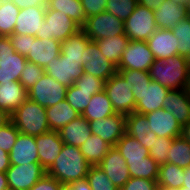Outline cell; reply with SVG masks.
I'll list each match as a JSON object with an SVG mask.
<instances>
[{"label":"cell","instance_id":"16","mask_svg":"<svg viewBox=\"0 0 190 190\" xmlns=\"http://www.w3.org/2000/svg\"><path fill=\"white\" fill-rule=\"evenodd\" d=\"M61 54V42L53 39H39L30 35L27 61L44 68L49 62Z\"/></svg>","mask_w":190,"mask_h":190},{"label":"cell","instance_id":"30","mask_svg":"<svg viewBox=\"0 0 190 190\" xmlns=\"http://www.w3.org/2000/svg\"><path fill=\"white\" fill-rule=\"evenodd\" d=\"M111 146L97 135L90 137L80 146V151L91 166H98Z\"/></svg>","mask_w":190,"mask_h":190},{"label":"cell","instance_id":"46","mask_svg":"<svg viewBox=\"0 0 190 190\" xmlns=\"http://www.w3.org/2000/svg\"><path fill=\"white\" fill-rule=\"evenodd\" d=\"M19 130L10 120L7 124L0 128V149L9 153L16 143Z\"/></svg>","mask_w":190,"mask_h":190},{"label":"cell","instance_id":"51","mask_svg":"<svg viewBox=\"0 0 190 190\" xmlns=\"http://www.w3.org/2000/svg\"><path fill=\"white\" fill-rule=\"evenodd\" d=\"M64 187L56 178L46 174L30 190H64Z\"/></svg>","mask_w":190,"mask_h":190},{"label":"cell","instance_id":"12","mask_svg":"<svg viewBox=\"0 0 190 190\" xmlns=\"http://www.w3.org/2000/svg\"><path fill=\"white\" fill-rule=\"evenodd\" d=\"M11 190H30L47 171L39 163L11 165L5 172Z\"/></svg>","mask_w":190,"mask_h":190},{"label":"cell","instance_id":"56","mask_svg":"<svg viewBox=\"0 0 190 190\" xmlns=\"http://www.w3.org/2000/svg\"><path fill=\"white\" fill-rule=\"evenodd\" d=\"M10 166L9 153L0 149V173H5Z\"/></svg>","mask_w":190,"mask_h":190},{"label":"cell","instance_id":"58","mask_svg":"<svg viewBox=\"0 0 190 190\" xmlns=\"http://www.w3.org/2000/svg\"><path fill=\"white\" fill-rule=\"evenodd\" d=\"M10 120V115L3 109H0V128L7 124Z\"/></svg>","mask_w":190,"mask_h":190},{"label":"cell","instance_id":"50","mask_svg":"<svg viewBox=\"0 0 190 190\" xmlns=\"http://www.w3.org/2000/svg\"><path fill=\"white\" fill-rule=\"evenodd\" d=\"M9 37L14 50L26 57L29 54L30 35L11 34Z\"/></svg>","mask_w":190,"mask_h":190},{"label":"cell","instance_id":"53","mask_svg":"<svg viewBox=\"0 0 190 190\" xmlns=\"http://www.w3.org/2000/svg\"><path fill=\"white\" fill-rule=\"evenodd\" d=\"M19 9H26L28 7H47V0H10Z\"/></svg>","mask_w":190,"mask_h":190},{"label":"cell","instance_id":"22","mask_svg":"<svg viewBox=\"0 0 190 190\" xmlns=\"http://www.w3.org/2000/svg\"><path fill=\"white\" fill-rule=\"evenodd\" d=\"M154 14L157 28L171 30L190 14V9L170 0H164Z\"/></svg>","mask_w":190,"mask_h":190},{"label":"cell","instance_id":"11","mask_svg":"<svg viewBox=\"0 0 190 190\" xmlns=\"http://www.w3.org/2000/svg\"><path fill=\"white\" fill-rule=\"evenodd\" d=\"M45 73L65 87H70L84 73L82 59L65 58L62 54L44 67Z\"/></svg>","mask_w":190,"mask_h":190},{"label":"cell","instance_id":"6","mask_svg":"<svg viewBox=\"0 0 190 190\" xmlns=\"http://www.w3.org/2000/svg\"><path fill=\"white\" fill-rule=\"evenodd\" d=\"M157 29L154 11L139 3L124 22L125 35L133 41H147Z\"/></svg>","mask_w":190,"mask_h":190},{"label":"cell","instance_id":"55","mask_svg":"<svg viewBox=\"0 0 190 190\" xmlns=\"http://www.w3.org/2000/svg\"><path fill=\"white\" fill-rule=\"evenodd\" d=\"M64 190H92L86 178L65 185Z\"/></svg>","mask_w":190,"mask_h":190},{"label":"cell","instance_id":"33","mask_svg":"<svg viewBox=\"0 0 190 190\" xmlns=\"http://www.w3.org/2000/svg\"><path fill=\"white\" fill-rule=\"evenodd\" d=\"M157 183L159 188H181L184 183V169L169 162L160 165Z\"/></svg>","mask_w":190,"mask_h":190},{"label":"cell","instance_id":"49","mask_svg":"<svg viewBox=\"0 0 190 190\" xmlns=\"http://www.w3.org/2000/svg\"><path fill=\"white\" fill-rule=\"evenodd\" d=\"M85 17H92L106 11L107 0H81Z\"/></svg>","mask_w":190,"mask_h":190},{"label":"cell","instance_id":"10","mask_svg":"<svg viewBox=\"0 0 190 190\" xmlns=\"http://www.w3.org/2000/svg\"><path fill=\"white\" fill-rule=\"evenodd\" d=\"M155 61L146 41L129 40V45L124 50L117 70L149 71Z\"/></svg>","mask_w":190,"mask_h":190},{"label":"cell","instance_id":"7","mask_svg":"<svg viewBox=\"0 0 190 190\" xmlns=\"http://www.w3.org/2000/svg\"><path fill=\"white\" fill-rule=\"evenodd\" d=\"M81 30L90 41L124 35V22L107 11H103L85 20Z\"/></svg>","mask_w":190,"mask_h":190},{"label":"cell","instance_id":"2","mask_svg":"<svg viewBox=\"0 0 190 190\" xmlns=\"http://www.w3.org/2000/svg\"><path fill=\"white\" fill-rule=\"evenodd\" d=\"M190 65L186 57L177 55L165 60H155L149 68V76L162 86L172 90L185 89Z\"/></svg>","mask_w":190,"mask_h":190},{"label":"cell","instance_id":"39","mask_svg":"<svg viewBox=\"0 0 190 190\" xmlns=\"http://www.w3.org/2000/svg\"><path fill=\"white\" fill-rule=\"evenodd\" d=\"M92 96V91L80 90L72 84L67 88L65 100L79 115H82Z\"/></svg>","mask_w":190,"mask_h":190},{"label":"cell","instance_id":"48","mask_svg":"<svg viewBox=\"0 0 190 190\" xmlns=\"http://www.w3.org/2000/svg\"><path fill=\"white\" fill-rule=\"evenodd\" d=\"M120 190H159L157 181L130 177Z\"/></svg>","mask_w":190,"mask_h":190},{"label":"cell","instance_id":"17","mask_svg":"<svg viewBox=\"0 0 190 190\" xmlns=\"http://www.w3.org/2000/svg\"><path fill=\"white\" fill-rule=\"evenodd\" d=\"M148 120L150 131L157 137L175 138L182 135V126L175 119L172 113L160 108L145 114Z\"/></svg>","mask_w":190,"mask_h":190},{"label":"cell","instance_id":"52","mask_svg":"<svg viewBox=\"0 0 190 190\" xmlns=\"http://www.w3.org/2000/svg\"><path fill=\"white\" fill-rule=\"evenodd\" d=\"M16 51L13 48L9 36H0V61H5L14 56Z\"/></svg>","mask_w":190,"mask_h":190},{"label":"cell","instance_id":"54","mask_svg":"<svg viewBox=\"0 0 190 190\" xmlns=\"http://www.w3.org/2000/svg\"><path fill=\"white\" fill-rule=\"evenodd\" d=\"M134 138L149 151V149L152 147L154 139H157V135L153 131H150L146 136Z\"/></svg>","mask_w":190,"mask_h":190},{"label":"cell","instance_id":"40","mask_svg":"<svg viewBox=\"0 0 190 190\" xmlns=\"http://www.w3.org/2000/svg\"><path fill=\"white\" fill-rule=\"evenodd\" d=\"M150 132L145 114L133 112L126 116L125 133L131 137L146 136Z\"/></svg>","mask_w":190,"mask_h":190},{"label":"cell","instance_id":"42","mask_svg":"<svg viewBox=\"0 0 190 190\" xmlns=\"http://www.w3.org/2000/svg\"><path fill=\"white\" fill-rule=\"evenodd\" d=\"M138 0H107L106 11L125 22L134 12Z\"/></svg>","mask_w":190,"mask_h":190},{"label":"cell","instance_id":"29","mask_svg":"<svg viewBox=\"0 0 190 190\" xmlns=\"http://www.w3.org/2000/svg\"><path fill=\"white\" fill-rule=\"evenodd\" d=\"M115 147L126 160V163L148 161L149 151L134 137H131L126 133L116 143Z\"/></svg>","mask_w":190,"mask_h":190},{"label":"cell","instance_id":"24","mask_svg":"<svg viewBox=\"0 0 190 190\" xmlns=\"http://www.w3.org/2000/svg\"><path fill=\"white\" fill-rule=\"evenodd\" d=\"M58 134L64 144L80 148V146L90 137L92 132L89 121L80 115L67 125L63 126L58 131Z\"/></svg>","mask_w":190,"mask_h":190},{"label":"cell","instance_id":"41","mask_svg":"<svg viewBox=\"0 0 190 190\" xmlns=\"http://www.w3.org/2000/svg\"><path fill=\"white\" fill-rule=\"evenodd\" d=\"M86 179L92 190H119L99 166H90Z\"/></svg>","mask_w":190,"mask_h":190},{"label":"cell","instance_id":"37","mask_svg":"<svg viewBox=\"0 0 190 190\" xmlns=\"http://www.w3.org/2000/svg\"><path fill=\"white\" fill-rule=\"evenodd\" d=\"M130 177L158 180L159 165L154 159L148 156V161H137L127 163Z\"/></svg>","mask_w":190,"mask_h":190},{"label":"cell","instance_id":"1","mask_svg":"<svg viewBox=\"0 0 190 190\" xmlns=\"http://www.w3.org/2000/svg\"><path fill=\"white\" fill-rule=\"evenodd\" d=\"M90 166L79 147L64 144L47 174L65 186L86 178Z\"/></svg>","mask_w":190,"mask_h":190},{"label":"cell","instance_id":"8","mask_svg":"<svg viewBox=\"0 0 190 190\" xmlns=\"http://www.w3.org/2000/svg\"><path fill=\"white\" fill-rule=\"evenodd\" d=\"M170 90L152 80L149 85L132 87L136 102L135 112L146 114L163 108L164 98Z\"/></svg>","mask_w":190,"mask_h":190},{"label":"cell","instance_id":"60","mask_svg":"<svg viewBox=\"0 0 190 190\" xmlns=\"http://www.w3.org/2000/svg\"><path fill=\"white\" fill-rule=\"evenodd\" d=\"M182 187L190 189V166L184 168V183Z\"/></svg>","mask_w":190,"mask_h":190},{"label":"cell","instance_id":"4","mask_svg":"<svg viewBox=\"0 0 190 190\" xmlns=\"http://www.w3.org/2000/svg\"><path fill=\"white\" fill-rule=\"evenodd\" d=\"M80 30L81 27L65 13L57 10H46L41 31L35 37L62 42Z\"/></svg>","mask_w":190,"mask_h":190},{"label":"cell","instance_id":"27","mask_svg":"<svg viewBox=\"0 0 190 190\" xmlns=\"http://www.w3.org/2000/svg\"><path fill=\"white\" fill-rule=\"evenodd\" d=\"M95 43L108 61L118 67L122 54L129 45V39L124 34L121 36L95 40Z\"/></svg>","mask_w":190,"mask_h":190},{"label":"cell","instance_id":"65","mask_svg":"<svg viewBox=\"0 0 190 190\" xmlns=\"http://www.w3.org/2000/svg\"><path fill=\"white\" fill-rule=\"evenodd\" d=\"M187 61H188V64L190 65V51H189V54L188 56L186 57Z\"/></svg>","mask_w":190,"mask_h":190},{"label":"cell","instance_id":"21","mask_svg":"<svg viewBox=\"0 0 190 190\" xmlns=\"http://www.w3.org/2000/svg\"><path fill=\"white\" fill-rule=\"evenodd\" d=\"M11 165L39 163L35 137L19 133L16 143L9 152Z\"/></svg>","mask_w":190,"mask_h":190},{"label":"cell","instance_id":"36","mask_svg":"<svg viewBox=\"0 0 190 190\" xmlns=\"http://www.w3.org/2000/svg\"><path fill=\"white\" fill-rule=\"evenodd\" d=\"M20 9L10 0L0 3V36H10L18 18Z\"/></svg>","mask_w":190,"mask_h":190},{"label":"cell","instance_id":"31","mask_svg":"<svg viewBox=\"0 0 190 190\" xmlns=\"http://www.w3.org/2000/svg\"><path fill=\"white\" fill-rule=\"evenodd\" d=\"M90 41L88 36L82 31L70 36L61 42V54L65 58L82 59V65L85 64V50Z\"/></svg>","mask_w":190,"mask_h":190},{"label":"cell","instance_id":"35","mask_svg":"<svg viewBox=\"0 0 190 190\" xmlns=\"http://www.w3.org/2000/svg\"><path fill=\"white\" fill-rule=\"evenodd\" d=\"M168 162L181 168L190 166V143L183 136L173 138L168 152Z\"/></svg>","mask_w":190,"mask_h":190},{"label":"cell","instance_id":"15","mask_svg":"<svg viewBox=\"0 0 190 190\" xmlns=\"http://www.w3.org/2000/svg\"><path fill=\"white\" fill-rule=\"evenodd\" d=\"M98 166L119 190L130 179V172L126 160L116 147L109 149Z\"/></svg>","mask_w":190,"mask_h":190},{"label":"cell","instance_id":"34","mask_svg":"<svg viewBox=\"0 0 190 190\" xmlns=\"http://www.w3.org/2000/svg\"><path fill=\"white\" fill-rule=\"evenodd\" d=\"M26 62V57L17 52L9 59L0 61V82L19 81Z\"/></svg>","mask_w":190,"mask_h":190},{"label":"cell","instance_id":"38","mask_svg":"<svg viewBox=\"0 0 190 190\" xmlns=\"http://www.w3.org/2000/svg\"><path fill=\"white\" fill-rule=\"evenodd\" d=\"M171 31L179 42L177 46L178 55L187 57L190 51V14L176 24Z\"/></svg>","mask_w":190,"mask_h":190},{"label":"cell","instance_id":"64","mask_svg":"<svg viewBox=\"0 0 190 190\" xmlns=\"http://www.w3.org/2000/svg\"><path fill=\"white\" fill-rule=\"evenodd\" d=\"M159 190H190L188 188L181 187L179 189H171V188H159Z\"/></svg>","mask_w":190,"mask_h":190},{"label":"cell","instance_id":"13","mask_svg":"<svg viewBox=\"0 0 190 190\" xmlns=\"http://www.w3.org/2000/svg\"><path fill=\"white\" fill-rule=\"evenodd\" d=\"M89 123L92 134L102 138L111 147H115L126 130V116L118 113Z\"/></svg>","mask_w":190,"mask_h":190},{"label":"cell","instance_id":"9","mask_svg":"<svg viewBox=\"0 0 190 190\" xmlns=\"http://www.w3.org/2000/svg\"><path fill=\"white\" fill-rule=\"evenodd\" d=\"M67 87L45 74L41 80L29 89L28 99L48 108L66 98Z\"/></svg>","mask_w":190,"mask_h":190},{"label":"cell","instance_id":"62","mask_svg":"<svg viewBox=\"0 0 190 190\" xmlns=\"http://www.w3.org/2000/svg\"><path fill=\"white\" fill-rule=\"evenodd\" d=\"M170 1H172L173 3H177L180 5L186 6L190 9V0H170Z\"/></svg>","mask_w":190,"mask_h":190},{"label":"cell","instance_id":"18","mask_svg":"<svg viewBox=\"0 0 190 190\" xmlns=\"http://www.w3.org/2000/svg\"><path fill=\"white\" fill-rule=\"evenodd\" d=\"M39 164L48 171L59 156L64 145L58 131H49L35 137Z\"/></svg>","mask_w":190,"mask_h":190},{"label":"cell","instance_id":"61","mask_svg":"<svg viewBox=\"0 0 190 190\" xmlns=\"http://www.w3.org/2000/svg\"><path fill=\"white\" fill-rule=\"evenodd\" d=\"M9 188L8 181L5 173H0V190Z\"/></svg>","mask_w":190,"mask_h":190},{"label":"cell","instance_id":"3","mask_svg":"<svg viewBox=\"0 0 190 190\" xmlns=\"http://www.w3.org/2000/svg\"><path fill=\"white\" fill-rule=\"evenodd\" d=\"M10 117L22 134L36 137L50 131L46 108L29 99L25 100Z\"/></svg>","mask_w":190,"mask_h":190},{"label":"cell","instance_id":"47","mask_svg":"<svg viewBox=\"0 0 190 190\" xmlns=\"http://www.w3.org/2000/svg\"><path fill=\"white\" fill-rule=\"evenodd\" d=\"M117 72L126 80V82L132 87L140 85H149L151 78L149 71L140 70H117Z\"/></svg>","mask_w":190,"mask_h":190},{"label":"cell","instance_id":"26","mask_svg":"<svg viewBox=\"0 0 190 190\" xmlns=\"http://www.w3.org/2000/svg\"><path fill=\"white\" fill-rule=\"evenodd\" d=\"M46 115L51 131H59L63 126L80 116L66 100L46 108Z\"/></svg>","mask_w":190,"mask_h":190},{"label":"cell","instance_id":"63","mask_svg":"<svg viewBox=\"0 0 190 190\" xmlns=\"http://www.w3.org/2000/svg\"><path fill=\"white\" fill-rule=\"evenodd\" d=\"M185 91L187 93H189V95H190V69H189V74H188L187 82H186V85H185Z\"/></svg>","mask_w":190,"mask_h":190},{"label":"cell","instance_id":"45","mask_svg":"<svg viewBox=\"0 0 190 190\" xmlns=\"http://www.w3.org/2000/svg\"><path fill=\"white\" fill-rule=\"evenodd\" d=\"M73 85L80 90L92 91V95H94L104 90L105 80L83 73L78 80L74 81Z\"/></svg>","mask_w":190,"mask_h":190},{"label":"cell","instance_id":"43","mask_svg":"<svg viewBox=\"0 0 190 190\" xmlns=\"http://www.w3.org/2000/svg\"><path fill=\"white\" fill-rule=\"evenodd\" d=\"M172 141L173 138L168 137H157V139H154L152 147L149 149V156L154 159L159 166L168 162V152Z\"/></svg>","mask_w":190,"mask_h":190},{"label":"cell","instance_id":"59","mask_svg":"<svg viewBox=\"0 0 190 190\" xmlns=\"http://www.w3.org/2000/svg\"><path fill=\"white\" fill-rule=\"evenodd\" d=\"M182 136L190 143V120L182 127Z\"/></svg>","mask_w":190,"mask_h":190},{"label":"cell","instance_id":"25","mask_svg":"<svg viewBox=\"0 0 190 190\" xmlns=\"http://www.w3.org/2000/svg\"><path fill=\"white\" fill-rule=\"evenodd\" d=\"M27 93L19 81L0 82V109L12 115L28 99Z\"/></svg>","mask_w":190,"mask_h":190},{"label":"cell","instance_id":"32","mask_svg":"<svg viewBox=\"0 0 190 190\" xmlns=\"http://www.w3.org/2000/svg\"><path fill=\"white\" fill-rule=\"evenodd\" d=\"M46 10L65 13L80 27L84 25L86 20L81 0H47Z\"/></svg>","mask_w":190,"mask_h":190},{"label":"cell","instance_id":"44","mask_svg":"<svg viewBox=\"0 0 190 190\" xmlns=\"http://www.w3.org/2000/svg\"><path fill=\"white\" fill-rule=\"evenodd\" d=\"M45 74L44 68L27 61L25 68L22 70L19 82L28 91L35 83L41 80Z\"/></svg>","mask_w":190,"mask_h":190},{"label":"cell","instance_id":"5","mask_svg":"<svg viewBox=\"0 0 190 190\" xmlns=\"http://www.w3.org/2000/svg\"><path fill=\"white\" fill-rule=\"evenodd\" d=\"M104 91L115 113L127 116L135 112L136 102L131 86L118 72L105 81Z\"/></svg>","mask_w":190,"mask_h":190},{"label":"cell","instance_id":"19","mask_svg":"<svg viewBox=\"0 0 190 190\" xmlns=\"http://www.w3.org/2000/svg\"><path fill=\"white\" fill-rule=\"evenodd\" d=\"M178 39L171 30L157 29L155 33L146 41L155 60H165L178 55Z\"/></svg>","mask_w":190,"mask_h":190},{"label":"cell","instance_id":"28","mask_svg":"<svg viewBox=\"0 0 190 190\" xmlns=\"http://www.w3.org/2000/svg\"><path fill=\"white\" fill-rule=\"evenodd\" d=\"M115 114L114 108L105 91L95 93L82 116L88 121H96Z\"/></svg>","mask_w":190,"mask_h":190},{"label":"cell","instance_id":"57","mask_svg":"<svg viewBox=\"0 0 190 190\" xmlns=\"http://www.w3.org/2000/svg\"><path fill=\"white\" fill-rule=\"evenodd\" d=\"M164 0H138V3L147 9L155 11L163 3Z\"/></svg>","mask_w":190,"mask_h":190},{"label":"cell","instance_id":"14","mask_svg":"<svg viewBox=\"0 0 190 190\" xmlns=\"http://www.w3.org/2000/svg\"><path fill=\"white\" fill-rule=\"evenodd\" d=\"M84 73L107 81L117 72V67L101 53L95 41H89L85 50Z\"/></svg>","mask_w":190,"mask_h":190},{"label":"cell","instance_id":"20","mask_svg":"<svg viewBox=\"0 0 190 190\" xmlns=\"http://www.w3.org/2000/svg\"><path fill=\"white\" fill-rule=\"evenodd\" d=\"M46 7L20 9L13 34L36 36L41 31Z\"/></svg>","mask_w":190,"mask_h":190},{"label":"cell","instance_id":"23","mask_svg":"<svg viewBox=\"0 0 190 190\" xmlns=\"http://www.w3.org/2000/svg\"><path fill=\"white\" fill-rule=\"evenodd\" d=\"M163 108L172 113L183 127L190 120V95L181 90H170L164 98Z\"/></svg>","mask_w":190,"mask_h":190}]
</instances>
